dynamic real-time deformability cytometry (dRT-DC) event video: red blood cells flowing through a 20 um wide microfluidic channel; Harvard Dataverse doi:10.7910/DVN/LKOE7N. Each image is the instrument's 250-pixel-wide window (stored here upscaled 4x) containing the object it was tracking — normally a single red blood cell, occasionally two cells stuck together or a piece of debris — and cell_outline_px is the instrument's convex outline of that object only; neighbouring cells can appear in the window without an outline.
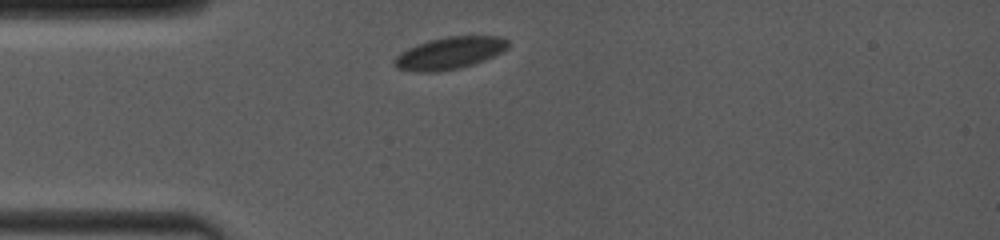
{"species": "common noctule bat (a hibernating species)", "species_latin": "Nyctalus noctula", "temperature_condition": "room temperature", "stored_images_in_passage": 2, "camera_frame_rate_fps": 4000, "um_per_image_px": 0.085, "animal": {"sex": "female", "body_mass_g": 19.0, "forearm_length_mm": 53.3}, "frame": {"image": 1, "passage_image": 1, "time_ms": 0.0, "image_size_px": [1000, 240], "cell_outline_px": [[508, 48], [484, 60], [460, 68], [436, 72], [416, 72], [396, 68], [392, 64], [392, 60], [396, 56], [408, 48], [428, 40], [448, 36], [500, 36], [508, 40]], "centroid_in_image_um": [38.18, 4.52], "position_along_channel_um": 46.8, "area_um2": 21.27}}